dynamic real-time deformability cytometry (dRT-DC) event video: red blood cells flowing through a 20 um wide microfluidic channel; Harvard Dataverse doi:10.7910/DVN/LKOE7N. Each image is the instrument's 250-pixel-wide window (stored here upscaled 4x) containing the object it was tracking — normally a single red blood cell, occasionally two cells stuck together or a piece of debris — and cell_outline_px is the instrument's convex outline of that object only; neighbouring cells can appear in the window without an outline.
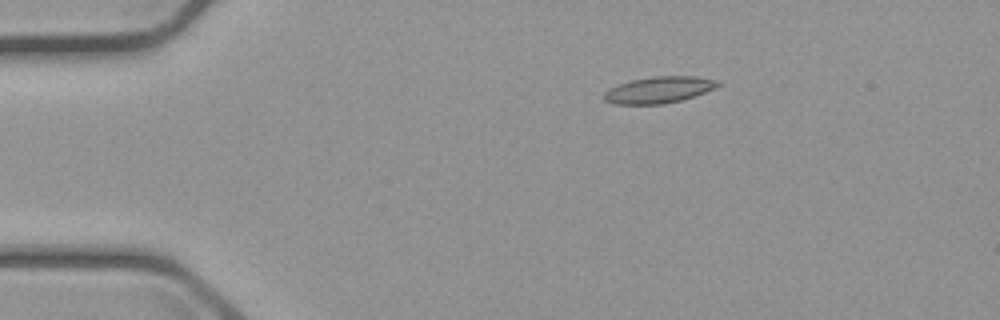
{"species": "common noctule bat (a hibernating species)", "species_latin": "Nyctalus noctula", "temperature_condition": "cold", "stored_images_in_passage": 4, "camera_frame_rate_fps": 3000, "um_per_image_px": 0.085, "animal": {"sex": "male", "body_mass_g": 23.1, "forearm_length_mm": 52.7}, "frame": {"image": 1, "passage_image": 3, "time_ms": 2.333, "image_size_px": [1000, 320], "cell_outline_px": [[724, 84], [716, 88], [680, 100], [664, 104], [616, 104], [604, 100], [604, 92], [620, 84], [632, 80], [656, 76], [696, 76], [720, 80]], "centroid_in_image_um": [56.08, 7.63], "position_along_channel_um": 28.9, "area_um2": 17.46}}